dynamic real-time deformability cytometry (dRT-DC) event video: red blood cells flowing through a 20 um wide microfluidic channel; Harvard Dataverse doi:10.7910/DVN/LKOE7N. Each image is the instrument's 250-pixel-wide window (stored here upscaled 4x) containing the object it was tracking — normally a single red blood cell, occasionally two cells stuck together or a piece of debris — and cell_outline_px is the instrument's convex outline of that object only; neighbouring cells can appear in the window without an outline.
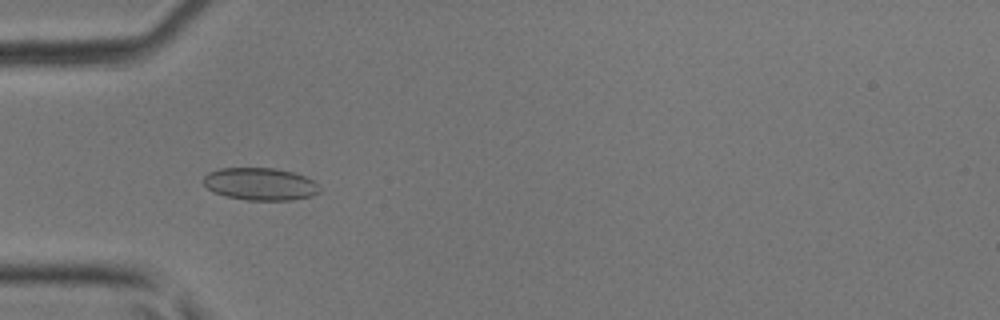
{"species": "common noctule bat (a hibernating species)", "species_latin": "Nyctalus noctula", "temperature_condition": "room temperature", "stored_images_in_passage": 33, "camera_frame_rate_fps": 3000, "um_per_image_px": 0.085, "animal": {"sex": "male", "body_mass_g": 17.9, "forearm_length_mm": 54.2}, "frame": {"image": 1, "passage_image": 3, "time_ms": 0.667, "image_size_px": [1000, 320], "cell_outline_px": [[320, 192], [312, 196], [292, 200], [248, 200], [224, 196], [208, 188], [204, 184], [204, 176], [208, 172], [220, 168], [276, 168], [292, 172], [304, 176], [312, 180], [320, 188]], "centroid_in_image_um": [22.12, 15.64], "position_along_channel_um": 62.9, "area_um2": 21.91}}
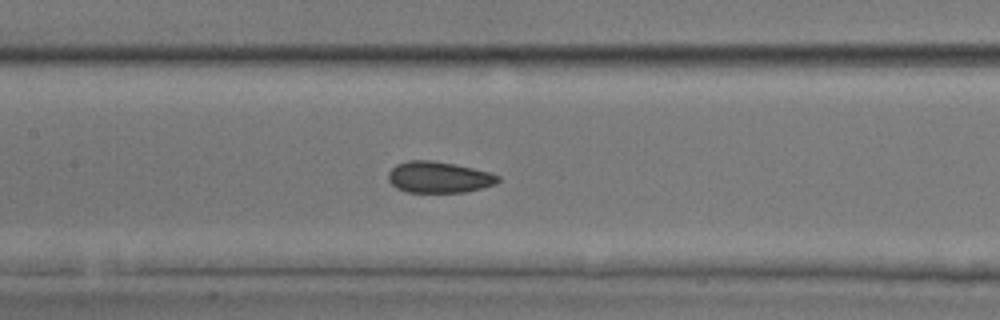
{"frame": {"image": 2, "passage_image": 10, "time_ms": 3.0, "image_size_px": [1000, 320], "cell_outline_px": [[500, 180], [496, 184], [464, 192], [408, 192], [396, 188], [388, 180], [388, 172], [396, 164], [408, 160], [432, 160], [456, 164], [492, 172], [500, 176]], "centroid_in_image_um": [37.31, 15.05], "position_along_channel_um": 170.1, "area_um2": 20.17}}
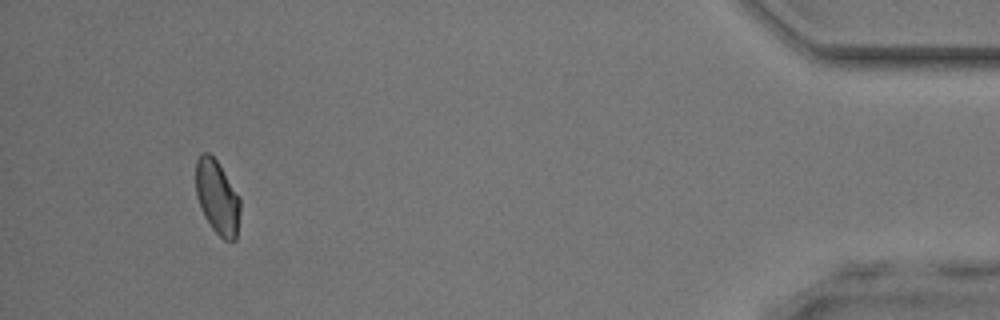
{"frame": {"image": 3, "passage_image": 30, "time_ms": 9.667, "image_size_px": [1000, 320], "cell_outline_px": [[240, 212], [236, 240], [224, 240], [212, 228], [204, 216], [200, 208], [196, 196], [196, 160], [204, 152], [208, 152], [216, 160], [240, 196]], "centroid_in_image_um": [18.47, 16.78], "position_along_channel_um": 416.7, "area_um2": 19.13}}